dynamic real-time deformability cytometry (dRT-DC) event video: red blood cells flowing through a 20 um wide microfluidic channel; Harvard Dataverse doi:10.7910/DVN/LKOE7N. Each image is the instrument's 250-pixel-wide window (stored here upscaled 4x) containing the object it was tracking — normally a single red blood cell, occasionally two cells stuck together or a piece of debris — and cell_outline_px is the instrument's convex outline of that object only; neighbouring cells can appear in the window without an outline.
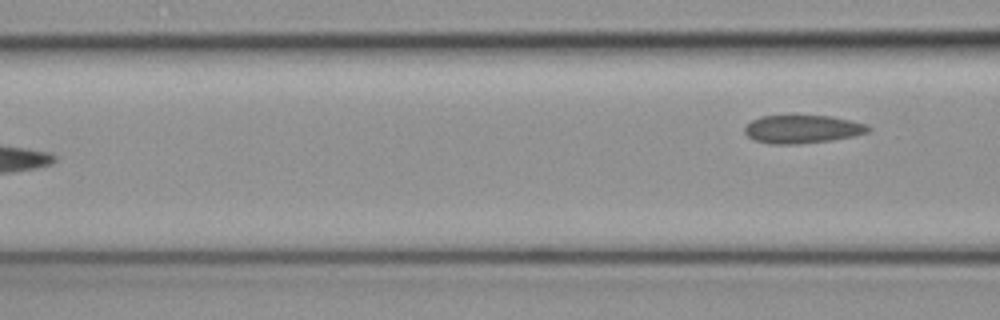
{"species": "common noctule bat (a hibernating species)", "species_latin": "Nyctalus noctula", "temperature_condition": "cold", "stored_images_in_passage": 7, "camera_frame_rate_fps": 3000, "um_per_image_px": 0.085, "animal": {"sex": "female", "body_mass_g": 19.3, "forearm_length_mm": 54.1}, "frame": {"image": 1, "passage_image": 7, "time_ms": 2.0, "image_size_px": [1000, 320], "cell_outline_px": [[872, 128], [868, 132], [852, 136], [832, 140], [796, 144], [772, 144], [756, 140], [748, 136], [744, 132], [744, 128], [752, 120], [760, 116], [832, 116], [868, 124]], "centroid_in_image_um": [68.23, 10.97], "position_along_channel_um": 98.4, "area_um2": 20.17}}